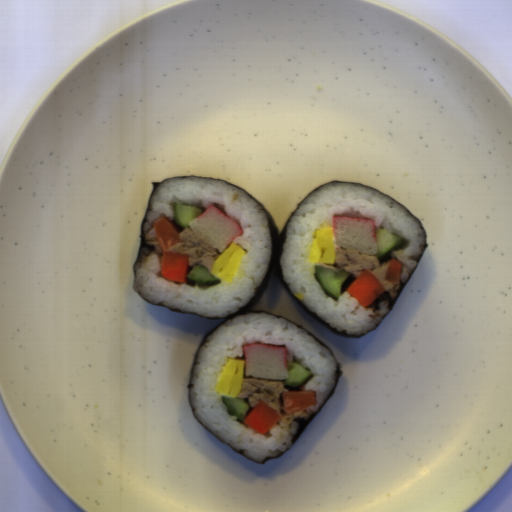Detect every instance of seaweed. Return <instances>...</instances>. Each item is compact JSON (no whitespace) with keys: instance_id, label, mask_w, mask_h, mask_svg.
I'll return each instance as SVG.
<instances>
[{"instance_id":"seaweed-1","label":"seaweed","mask_w":512,"mask_h":512,"mask_svg":"<svg viewBox=\"0 0 512 512\" xmlns=\"http://www.w3.org/2000/svg\"><path fill=\"white\" fill-rule=\"evenodd\" d=\"M170 178H204V179H212V180H220L224 183H227L233 187H236L238 189H240L241 191H243L245 194H247L249 197H251L253 200H255L257 202V204L259 205V207L262 209V211L264 212L265 216H266V220H267V224H268V228H269V235H270V244H271V251H270V255H269V260H268V264H267V268L265 270V273L262 277V280L256 290V292L254 293L251 301L249 303H247L245 306H243L241 309H239L238 311L232 313V314H229L225 317H202V316H198V315H193V314H189V313H185L179 309H170L166 306L163 305L162 302H159V303H153V302H150L148 301L144 295L141 293V292H137L139 297L141 299H143L145 302H147L148 304H152V305H156V306H161L163 308H166L170 311H174V312H178V313H183V314H187V315H192V316H196V317H201V318H206V319H221L219 320L217 323H215L211 329L206 333V335L203 337V339L200 341V343L198 344L197 348H196V351L194 353V357H193V362H192V367H191V371H190V376H189V380H188V384H187V402H188V396H189V388H190V381H191V377H192V373H193V369H194V365H195V361H196V357H197V354L198 352L200 351L201 347L203 346V344L205 343L206 339L208 338V336L213 333L216 329H218L221 325H223L226 321H228L229 319H232V318H236V317H239V316H242V315H247V314H252V313H262V314H266V315H270V316H274V317H277L279 319H282L284 321H287L289 323H292L294 324L295 326H297L298 328H300L301 330H303L304 332H306L307 334H309L310 336H312L314 339H316L318 342H320L322 345H324L326 348H328L318 337H316L315 335H313L312 333H310L309 331H307L306 329H304L303 327L299 326L298 324L292 322L291 320L287 319V318H284V317H280V316H277V315H274V314H271V313H267V312H264V311H261V310H253V307L254 305L257 303V301L260 299V297L263 295V293L265 292L266 290V287H267V284H268V281H269V278H270V275H271V272H272V267H273V261H275L276 265H277V268L279 270V273H280V276H281V279L288 291V293L292 296V298L299 304V306L304 310L306 311L308 314H310L312 317H314L316 320H318L320 323H322L324 326H326L328 329H330L331 331L337 333V334H340L346 338H357V337H360V336H363L365 334H368L370 332H373L374 330H376L377 328L380 327V325L383 323V321L385 320V317L384 320L380 323V325L375 328L373 331H370L368 333H365V334H361V335H352V334H347V333H343L339 330H336L334 329L333 327H331L329 324H327L325 321H323L321 318H319L315 313H313L308 307H306L301 301H299L295 295L292 293V291L290 290V288L287 286L286 282H285V278H284V275H283V272H282V268H281V254H282V249H283V243H284V238H285V232H286V228L290 222V219L292 217V215L294 214V212L297 210V208L304 202V200L310 195L312 194L313 192H315L317 189H319L320 187L322 186H325L329 183H351V184H356V185H360V186H365V187H370L392 199H394L396 202H398L401 206H403L399 201H397L395 198L389 196L388 194L378 190L377 188L373 187V186H369V185H366V184H362V183H359V182H355V181H329L325 184H322L320 185L319 187H317L316 189H314L313 191H311L310 193H308L304 199L298 204V206L294 209V211L291 213V215L288 217V219L286 220L281 232L279 233V230H278V227L276 225V223L274 222L273 218L271 217V215L268 213V211L264 208V206L258 201L256 200L251 194H249L248 192H246L245 190H243L242 188H240L239 186L235 185L234 183L230 182V181H227V180H223V179H220V178H212V177H204V176H176V177H166L165 179H163L161 182H157V181H154L152 182V187H153V191H152V194L150 195V197L148 198V201H147V207H146V212H145V216H144V219L142 221V224H141V227L139 229V233H140V239H141V243L138 247V250H137V256H136V260L133 264V276L134 278L136 277V265L137 263L139 262V260L141 259V256H142V250H143V247H146L148 252H153L156 247L155 245H150V244H147L146 241V234H145V231H144V225L147 221V216H148V212H149V209H150V205H151V201H152V197L157 189V187L162 183L164 182L166 179H170ZM406 210H408L405 206H403ZM409 211V210H408ZM410 212V211H409ZM411 213V212H410ZM412 214V213H411ZM412 216L418 221V223L421 225L422 227V230H423V233H424V236H425V247L421 253V255L419 256L418 258V261H417V264L416 266L414 267V269L412 270V272L410 273L408 279H407V282L406 284H402V283H399L401 288L397 291V294H396V297H394L393 299L390 297V295L387 293V292H383L373 303H371L368 307H366L367 309H376V310H380V307H379V302H382V301H390V309L392 310L393 306L395 305V303L397 302L398 298L400 297L401 293L403 292V290L405 289L406 285L408 284V282L410 281L411 277L413 276L418 264L420 263L425 251H426V248H427V244H428V241H427V237H426V233H425V230L420 222V220L414 215L412 214ZM390 310V311H391ZM390 313V312H389ZM388 313V314H389ZM387 314V315H388ZM329 349V348H328ZM330 350V349H329ZM331 352V350H330ZM331 354L333 355V353L331 352ZM333 357L335 358V356L333 355ZM336 362H337V368H336V383L334 385V387L332 388L330 394L328 395L327 399L325 400V402L323 403V405L321 406V408L319 409V411L317 413H315L314 415H312L311 417H309L308 419H303V418H295L294 421H297L299 427L292 439V446L290 447V449L293 447V445L295 444V442L298 440V438L302 435V433L306 430V428L310 425V423L314 420V418L318 415V413L322 410V408L325 406V404L328 402V400L331 398V396L334 394V392L336 391L337 389V385H338V382H339V378H340V375L342 373V369H341V364L337 361V359L335 358ZM189 404V402H188ZM189 407H190V404H189ZM190 410L192 412V409L190 407ZM192 415L193 417L197 420V418L194 416L193 412H192ZM198 421V420H197ZM199 422V421H198ZM200 423V422H199ZM201 424V423H200ZM202 425V424H201ZM208 431V430H207ZM212 434V433H211ZM213 435V434H212ZM214 436V435H213ZM218 441H220L225 447L229 448L230 450L236 452L235 450H233L232 448H230L228 445H226L224 442H222L220 439H218L216 436H214ZM289 449V450H290ZM288 450V451H289ZM237 454L241 455L240 453L236 452ZM286 453V452H285ZM284 453V454H285ZM283 454V455H284ZM282 455V456H283ZM243 456V455H241ZM244 457V456H243ZM281 456L279 457H276V458H280ZM246 458V457H244ZM276 458H273V459H276ZM248 459V458H246ZM273 459H270V460H267L265 461L264 463H257L259 465H263ZM249 460V459H248ZM251 461V460H250ZM254 462V461H253Z\"/></svg>"}]
</instances>
